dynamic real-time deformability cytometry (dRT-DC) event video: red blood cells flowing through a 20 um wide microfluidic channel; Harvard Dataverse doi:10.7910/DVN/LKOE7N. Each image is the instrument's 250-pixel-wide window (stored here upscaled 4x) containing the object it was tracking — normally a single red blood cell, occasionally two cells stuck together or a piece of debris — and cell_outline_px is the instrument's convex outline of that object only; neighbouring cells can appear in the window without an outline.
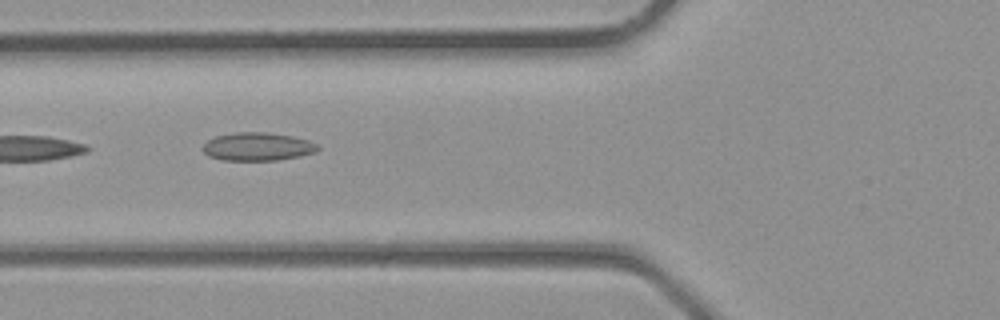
{"species": "common noctule bat (a hibernating species)", "species_latin": "Nyctalus noctula", "temperature_condition": "room temperature", "stored_images_in_passage": 4, "camera_frame_rate_fps": 3000, "um_per_image_px": 0.085, "animal": {"sex": "male", "body_mass_g": 23.1, "forearm_length_mm": 52.7}, "frame": {"image": 1, "passage_image": 4, "time_ms": 1.0, "image_size_px": [1000, 320], "cell_outline_px": [[320, 148], [316, 152], [300, 156], [276, 160], [220, 160], [208, 156], [204, 152], [204, 144], [208, 140], [216, 136], [236, 132], [264, 132], [292, 136], [308, 140], [316, 144]], "centroid_in_image_um": [21.9, 12.46], "position_along_channel_um": 103.9, "area_um2": 18.79}}